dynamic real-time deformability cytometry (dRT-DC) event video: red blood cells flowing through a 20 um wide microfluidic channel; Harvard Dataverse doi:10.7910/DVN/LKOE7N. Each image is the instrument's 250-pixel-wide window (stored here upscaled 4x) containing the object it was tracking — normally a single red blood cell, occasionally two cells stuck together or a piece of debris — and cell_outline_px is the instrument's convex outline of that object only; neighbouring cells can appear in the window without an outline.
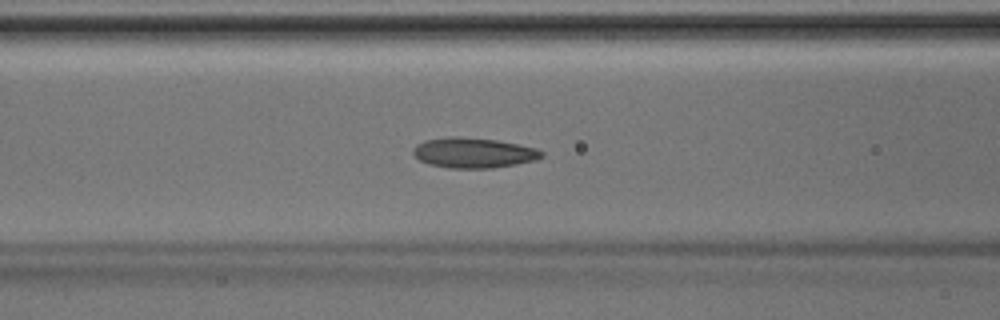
{"species": "Egyptian fruit bat (a non-hibernating species)", "species_latin": "Rousettus aegyptiacus", "temperature_condition": "room temperature", "stored_images_in_passage": 33, "camera_frame_rate_fps": 3000, "um_per_image_px": 0.085, "animal": {"sex": "male"}, "frame": {"image": 1, "passage_image": 6, "time_ms": 1.667, "image_size_px": [1000, 320], "cell_outline_px": [[544, 156], [536, 160], [516, 164], [492, 168], [448, 168], [428, 164], [420, 160], [412, 152], [412, 148], [416, 144], [424, 140], [452, 136], [456, 136], [496, 140], [536, 148], [544, 152]], "centroid_in_image_um": [40.23, 12.99], "position_along_channel_um": 126.4, "area_um2": 22.66}}
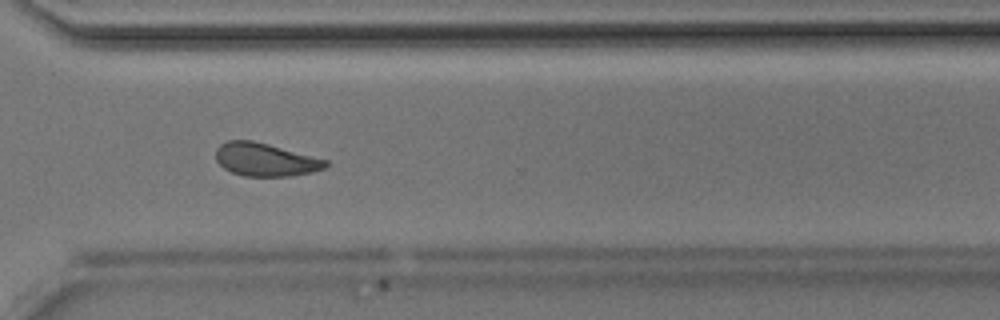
{"frame": {"image": 2, "passage_image": 21, "time_ms": 6.667, "image_size_px": [1000, 320], "cell_outline_px": [[328, 164], [324, 168], [308, 172], [288, 176], [244, 176], [232, 172], [224, 168], [216, 160], [216, 148], [220, 144], [228, 140], [252, 140], [268, 144], [328, 160]], "centroid_in_image_um": [22.51, 13.56], "position_along_channel_um": 348.1, "area_um2": 20.92}}
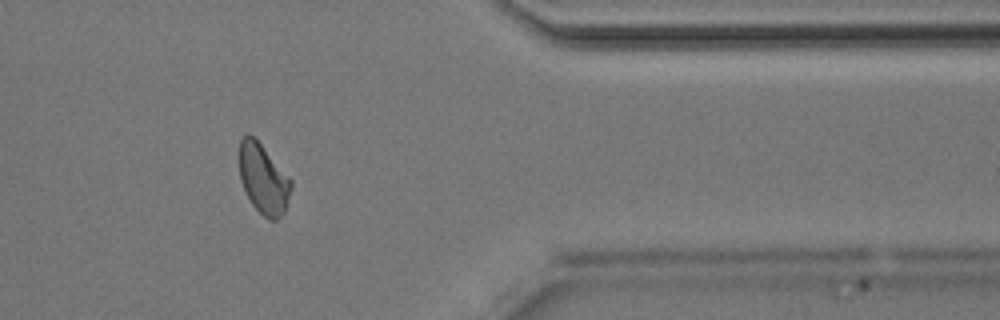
{"frame": {"image": 3, "passage_image": 25, "time_ms": 8.0, "image_size_px": [1000, 320], "cell_outline_px": [[292, 188], [284, 212], [276, 220], [268, 220], [252, 204], [240, 180], [240, 140], [248, 132], [260, 144], [292, 180]], "centroid_in_image_um": [22.39, 15.23], "position_along_channel_um": 389.0, "area_um2": 20.63}}